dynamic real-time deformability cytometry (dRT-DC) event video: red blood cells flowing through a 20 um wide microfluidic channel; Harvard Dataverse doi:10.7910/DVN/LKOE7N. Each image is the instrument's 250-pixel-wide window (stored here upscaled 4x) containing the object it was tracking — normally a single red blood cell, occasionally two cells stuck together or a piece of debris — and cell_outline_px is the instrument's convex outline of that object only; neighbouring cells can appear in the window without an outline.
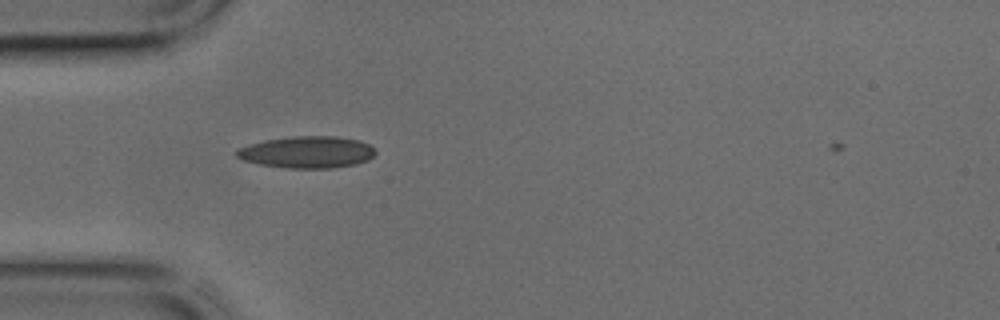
{"species": "common noctule bat (a hibernating species)", "species_latin": "Nyctalus noctula", "temperature_condition": "cold", "stored_images_in_passage": 34, "camera_frame_rate_fps": 3000, "um_per_image_px": 0.085, "animal": {"sex": "male", "body_mass_g": 17.9, "forearm_length_mm": 54.2}, "frame": {"image": 1, "passage_image": 4, "time_ms": 1.0, "image_size_px": [1000, 320], "cell_outline_px": [[376, 152], [368, 160], [356, 164], [332, 168], [288, 168], [260, 164], [244, 160], [236, 156], [236, 148], [248, 144], [264, 140], [292, 136], [336, 136], [360, 140], [376, 148]], "centroid_in_image_um": [26.11, 12.92], "position_along_channel_um": 58.9, "area_um2": 25.89}}
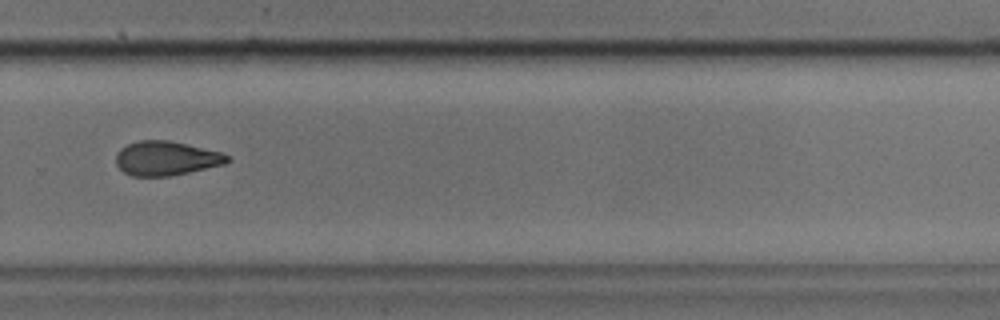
{"frame": {"image": 2, "passage_image": 21, "time_ms": 6.667, "image_size_px": [1000, 320], "cell_outline_px": [[232, 160], [224, 164], [188, 172], [168, 176], [132, 176], [124, 172], [116, 164], [116, 156], [120, 148], [128, 144], [140, 140], [168, 140], [224, 152]], "centroid_in_image_um": [14.14, 13.45], "position_along_channel_um": 315.7, "area_um2": 22.2}}